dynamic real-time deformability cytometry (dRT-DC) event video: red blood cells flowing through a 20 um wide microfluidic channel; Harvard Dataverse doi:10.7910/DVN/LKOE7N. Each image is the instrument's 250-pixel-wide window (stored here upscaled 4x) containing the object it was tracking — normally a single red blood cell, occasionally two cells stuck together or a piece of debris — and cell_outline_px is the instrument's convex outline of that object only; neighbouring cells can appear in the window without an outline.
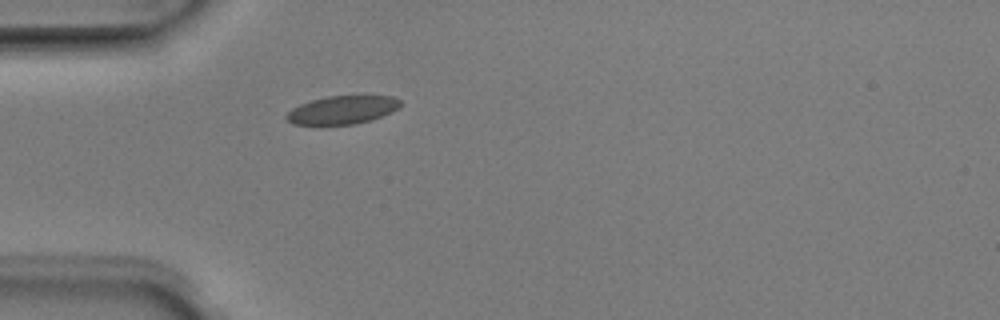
{"species": "Egyptian fruit bat (a non-hibernating species)", "species_latin": "Rousettus aegyptiacus", "temperature_condition": "room temperature", "stored_images_in_passage": 37, "camera_frame_rate_fps": 3000, "um_per_image_px": 0.085, "animal": {"sex": "male"}, "frame": {"image": 1, "passage_image": 1, "time_ms": 0.0, "image_size_px": [1000, 320], "cell_outline_px": [[400, 108], [392, 112], [368, 120], [352, 124], [292, 124], [284, 116], [292, 108], [300, 104], [312, 100], [328, 96], [392, 96], [400, 100]], "centroid_in_image_um": [29.09, 9.33], "position_along_channel_um": 55.9, "area_um2": 18.44}}
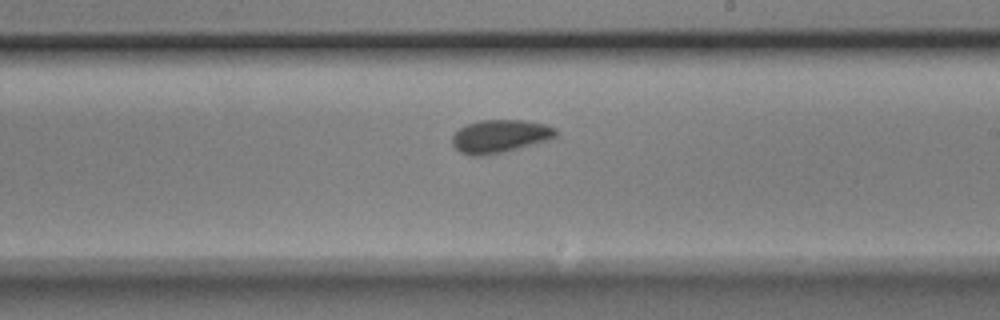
{"frame": {"image": 2, "passage_image": 16, "time_ms": 5.0, "image_size_px": [1000, 320], "cell_outline_px": [[556, 136], [548, 140], [504, 152], [484, 156], [468, 156], [460, 152], [452, 144], [452, 136], [460, 128], [468, 124], [480, 120], [524, 120], [544, 124], [556, 128]], "centroid_in_image_um": [42.48, 11.59], "position_along_channel_um": 246.5, "area_um2": 19.94}}
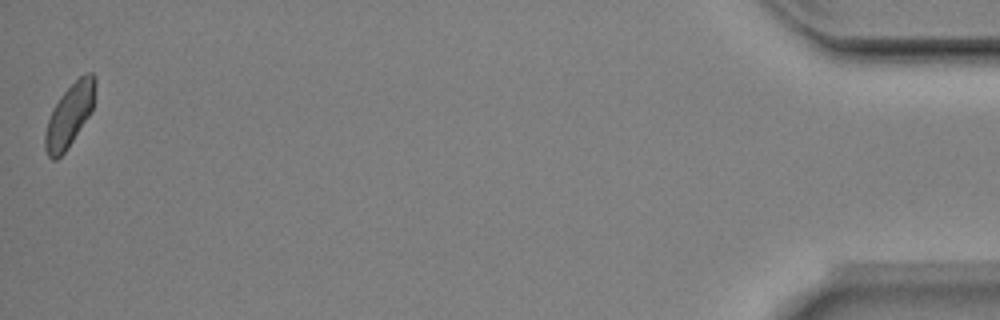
{"frame": {"image": 3, "passage_image": 37, "time_ms": 12.0, "image_size_px": [1000, 320], "cell_outline_px": [[96, 84], [92, 112], [64, 152], [56, 160], [52, 160], [48, 156], [44, 148], [44, 132], [48, 120], [60, 96], [84, 72], [92, 72], [96, 76]], "centroid_in_image_um": [5.92, 9.78], "position_along_channel_um": 429.3, "area_um2": 18.26}, "authors_computed_cell_mechanics": {"area_um2": 19.2474, "velocity_mm_per_s": 3.9398, "shape_relaxation_time_tau1_ms": 3.8295, "shape_relaxation_time_tau2_ms": 2.4707, "deformation_change_tau1": 0.0724, "deformation_change_tau2": 0.065}}